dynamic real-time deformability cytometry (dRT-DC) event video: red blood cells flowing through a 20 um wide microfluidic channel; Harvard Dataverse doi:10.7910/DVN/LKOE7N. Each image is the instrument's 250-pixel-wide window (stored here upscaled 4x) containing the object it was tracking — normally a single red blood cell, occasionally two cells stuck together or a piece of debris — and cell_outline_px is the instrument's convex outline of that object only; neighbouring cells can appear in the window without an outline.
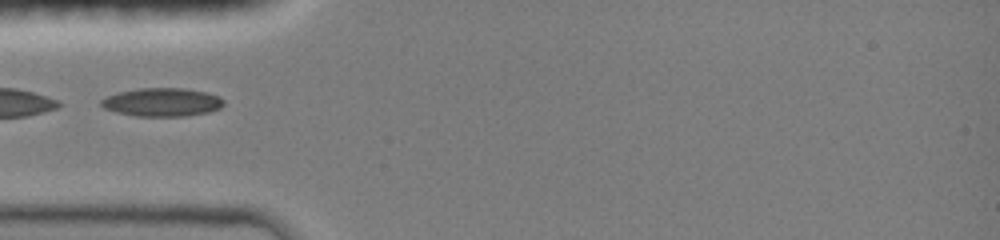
{"species": "common noctule bat (a hibernating species)", "species_latin": "Nyctalus noctula", "temperature_condition": "room temperature", "stored_images_in_passage": 17, "camera_frame_rate_fps": 3000, "um_per_image_px": 0.085, "animal": {"sex": "female", "body_mass_g": 19.0, "forearm_length_mm": 51.5}, "frame": {"image": 1, "passage_image": 1, "time_ms": 0.0, "image_size_px": [1000, 240], "cell_outline_px": [[224, 104], [220, 108], [208, 112], [184, 116], [136, 116], [116, 112], [104, 108], [100, 104], [100, 100], [108, 96], [120, 92], [140, 88], [184, 88], [208, 92], [220, 96], [224, 100]], "centroid_in_image_um": [13.81, 8.68], "position_along_channel_um": 71.2, "area_um2": 20.29}}